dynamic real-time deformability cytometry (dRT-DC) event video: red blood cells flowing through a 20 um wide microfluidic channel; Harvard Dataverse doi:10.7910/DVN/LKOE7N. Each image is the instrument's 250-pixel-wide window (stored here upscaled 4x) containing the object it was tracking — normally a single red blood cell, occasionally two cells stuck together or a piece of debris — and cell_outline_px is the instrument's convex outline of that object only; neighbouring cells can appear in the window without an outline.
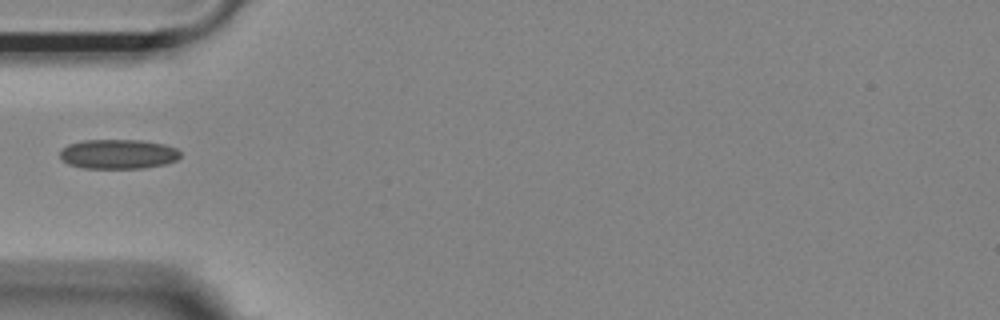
{"species": "Egyptian fruit bat (a non-hibernating species)", "species_latin": "Rousettus aegyptiacus", "temperature_condition": "room temperature", "stored_images_in_passage": 15, "camera_frame_rate_fps": 3000, "um_per_image_px": 0.085, "animal": {"sex": "female"}, "frame": {"image": 1, "passage_image": 1, "time_ms": 0.0, "image_size_px": [1000, 320], "cell_outline_px": [[180, 156], [176, 160], [164, 164], [144, 168], [84, 168], [68, 164], [60, 156], [60, 148], [68, 144], [84, 140], [144, 140], [164, 144], [176, 148], [180, 152]], "centroid_in_image_um": [10.03, 13.09], "position_along_channel_um": 75.0, "area_um2": 20.81}}